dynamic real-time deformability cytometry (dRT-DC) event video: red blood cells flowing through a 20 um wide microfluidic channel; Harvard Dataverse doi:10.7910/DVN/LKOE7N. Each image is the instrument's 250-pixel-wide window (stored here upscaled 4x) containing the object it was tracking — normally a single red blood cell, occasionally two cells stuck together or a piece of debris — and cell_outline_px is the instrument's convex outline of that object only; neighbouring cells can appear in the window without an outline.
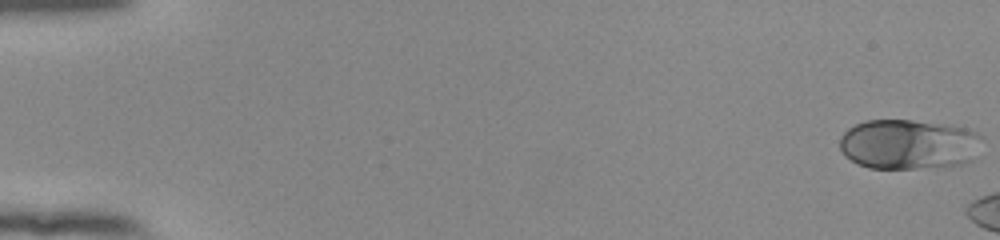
{"species": "human", "species_latin": "Homo sapiens", "temperature_condition": "room temperature", "stored_images_in_passage": 7, "camera_frame_rate_fps": 3000, "um_per_image_px": 0.085, "donor": {"sex": "female"}, "frame": {"image": 1, "passage_image": 1, "time_ms": 0.0, "image_size_px": [1000, 240], "cell_outline_px": [[984, 136], [972, 160], [964, 164], [944, 168], [868, 168], [856, 164], [844, 156], [840, 148], [840, 136], [848, 128], [856, 124], [868, 120], [912, 120], [952, 124], [976, 132]], "centroid_in_image_um": [77.25, 12.27], "position_along_channel_um": 7.7, "area_um2": 42.25}}